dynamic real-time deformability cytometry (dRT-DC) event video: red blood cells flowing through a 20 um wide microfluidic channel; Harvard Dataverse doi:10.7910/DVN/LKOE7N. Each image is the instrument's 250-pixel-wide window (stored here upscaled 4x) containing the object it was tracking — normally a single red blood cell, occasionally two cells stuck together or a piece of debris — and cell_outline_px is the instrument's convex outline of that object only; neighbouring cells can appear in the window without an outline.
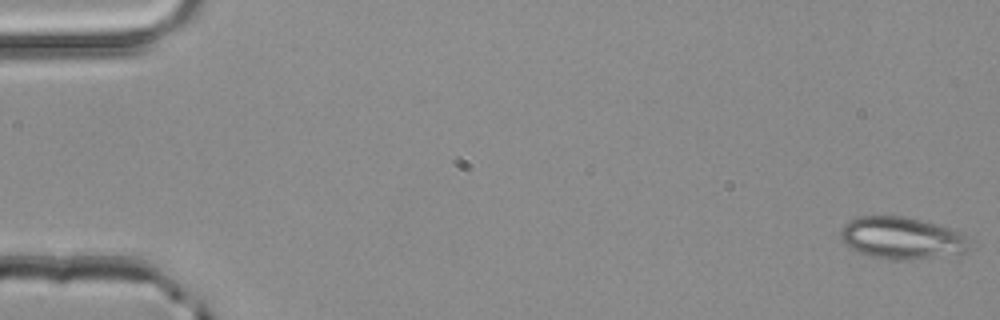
{"species": "common noctule bat (a hibernating species)", "species_latin": "Nyctalus noctula", "temperature_condition": "room temperature", "stored_images_in_passage": 52, "camera_frame_rate_fps": 3000, "um_per_image_px": 0.085, "animal": {"sex": "male", "body_mass_g": 20.4}, "frame": {"image": 1, "passage_image": 1, "time_ms": 0.0, "image_size_px": [1000, 320], "cell_outline_px": [[972, 248], [964, 252], [908, 260], [892, 260], [868, 256], [844, 244], [840, 236], [840, 232], [844, 224], [848, 220], [856, 216], [904, 216], [940, 224], [964, 232]], "centroid_in_image_um": [76.66, 20.21], "position_along_channel_um": 8.3, "area_um2": 31.96}}
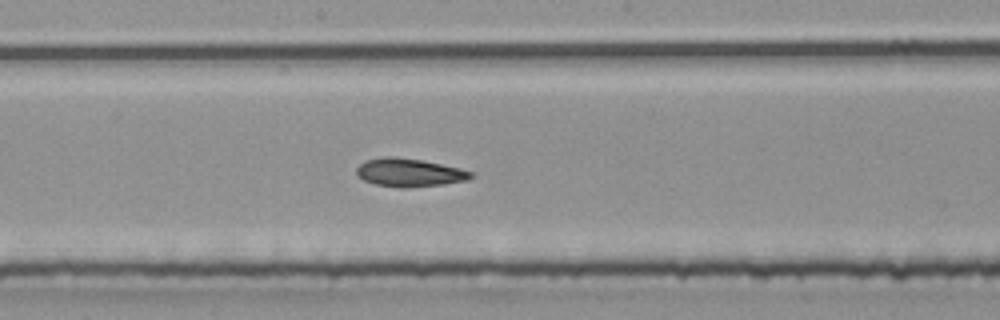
{"frame": {"image": 2, "passage_image": 28, "time_ms": 9.0, "image_size_px": [1000, 320], "cell_outline_px": [[476, 176], [468, 180], [444, 184], [408, 188], [400, 188], [376, 184], [364, 180], [356, 176], [356, 168], [364, 160], [384, 156], [392, 156], [424, 160], [460, 168], [472, 172]], "centroid_in_image_um": [34.8, 14.66], "position_along_channel_um": 213.4, "area_um2": 19.13}}
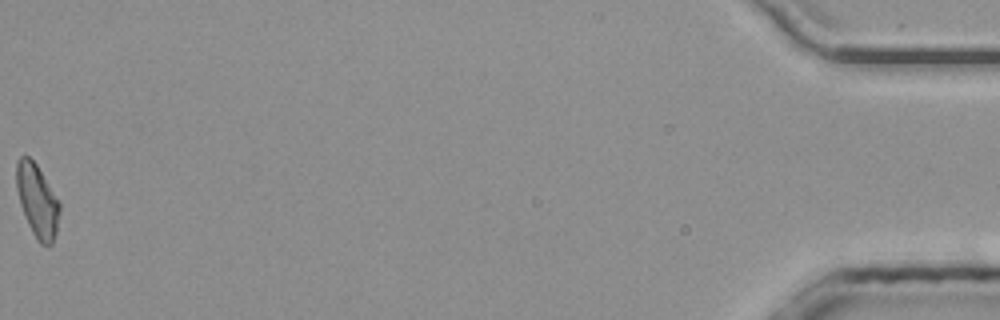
{"frame": {"image": 3, "passage_image": 52, "time_ms": 17.0, "image_size_px": [1000, 320], "cell_outline_px": [[60, 212], [56, 232], [52, 244], [48, 248], [40, 244], [36, 240], [24, 216], [20, 204], [16, 188], [16, 160], [20, 156], [28, 156], [36, 164], [60, 204]], "centroid_in_image_um": [3.15, 17.1], "position_along_channel_um": 432.1, "area_um2": 18.38}, "authors_computed_cell_mechanics": {"area_um2": 18.9295, "velocity_mm_per_s": 4.067, "shape_relaxation_time_tau1_ms": null, "shape_relaxation_time_tau2_ms": 10.1241, "deformation_change_tau1": null, "deformation_change_tau2": 0.1813}}